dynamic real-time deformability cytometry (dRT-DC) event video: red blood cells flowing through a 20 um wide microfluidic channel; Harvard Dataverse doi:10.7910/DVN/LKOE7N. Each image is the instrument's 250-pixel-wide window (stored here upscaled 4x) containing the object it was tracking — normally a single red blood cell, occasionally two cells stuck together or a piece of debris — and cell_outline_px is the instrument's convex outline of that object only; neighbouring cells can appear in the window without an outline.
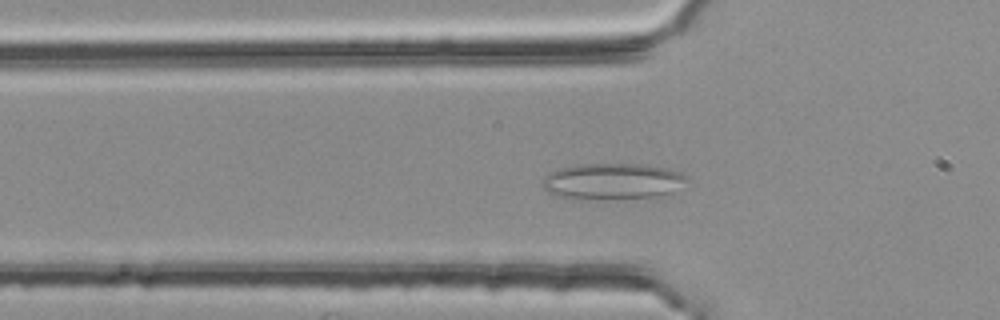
{"species": "common noctule bat (a hibernating species)", "species_latin": "Nyctalus noctula", "temperature_condition": "room temperature", "stored_images_in_passage": 48, "camera_frame_rate_fps": 3000, "um_per_image_px": 0.085, "animal": {"sex": "female", "body_mass_g": 25.1}, "frame": {"image": 1, "passage_image": 17, "time_ms": 5.333, "image_size_px": [1000, 320], "cell_outline_px": [[692, 180], [668, 196], [616, 200], [556, 196], [548, 192], [544, 188], [540, 180], [544, 176], [560, 168], [584, 164], [640, 164], [668, 168], [680, 172], [688, 176]], "centroid_in_image_um": [52.19, 15.43], "position_along_channel_um": 73.6, "area_um2": 31.15}}
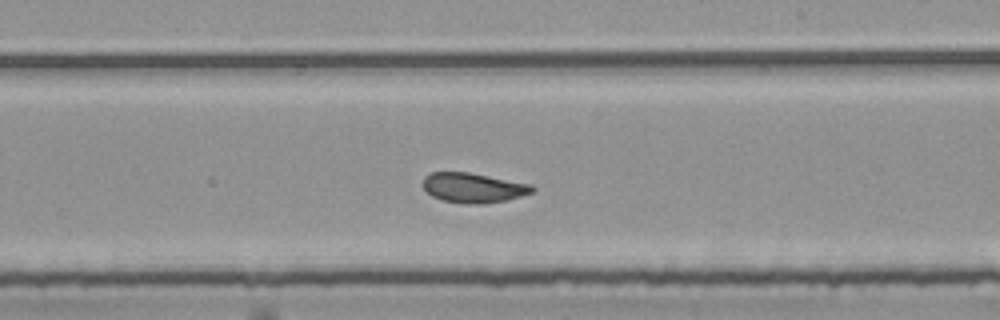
{"frame": {"image": 2, "passage_image": 31, "time_ms": 10.0, "image_size_px": [1000, 320], "cell_outline_px": [[536, 188], [532, 192], [520, 196], [504, 200], [480, 204], [464, 204], [444, 200], [432, 196], [424, 188], [424, 176], [432, 172], [468, 172], [532, 184]], "centroid_in_image_um": [40.24, 15.95], "position_along_channel_um": 248.8, "area_um2": 18.79}}
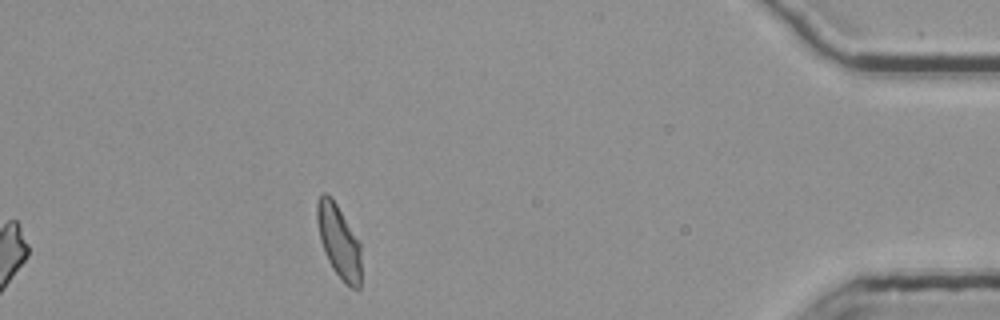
{"frame": {"image": 3, "passage_image": 48, "time_ms": 15.667, "image_size_px": [1000, 320], "cell_outline_px": [[360, 288], [352, 288], [344, 284], [332, 268], [324, 252], [320, 240], [316, 220], [316, 204], [320, 196], [324, 192], [336, 204], [360, 244]], "centroid_in_image_um": [28.78, 20.56], "position_along_channel_um": 406.4, "area_um2": 18.5}, "authors_computed_cell_mechanics": {"area_um2": 19.5364, "velocity_mm_per_s": 3.7437, "shape_relaxation_time_tau1_ms": null, "shape_relaxation_time_tau2_ms": 1.9215, "deformation_change_tau1": null, "deformation_change_tau2": 0.0859}}